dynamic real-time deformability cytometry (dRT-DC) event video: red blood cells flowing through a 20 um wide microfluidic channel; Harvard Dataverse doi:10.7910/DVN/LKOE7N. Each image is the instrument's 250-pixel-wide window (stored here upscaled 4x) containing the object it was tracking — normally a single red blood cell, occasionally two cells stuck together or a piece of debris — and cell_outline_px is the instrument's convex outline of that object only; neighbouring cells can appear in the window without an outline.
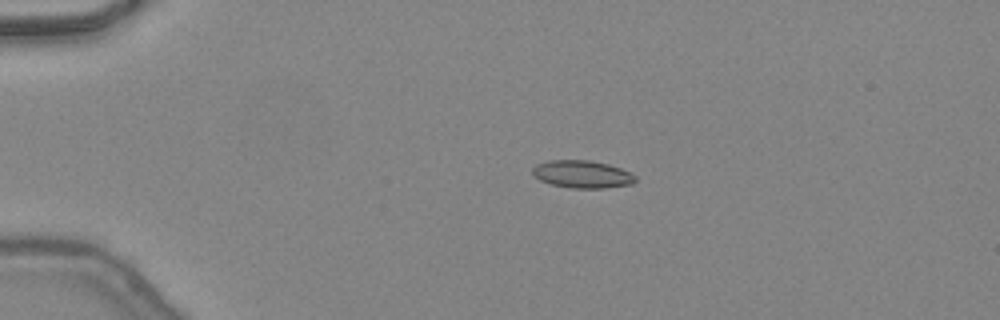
{"species": "common noctule bat (a hibernating species)", "species_latin": "Nyctalus noctula", "temperature_condition": "warm", "stored_images_in_passage": 20, "camera_frame_rate_fps": 3000, "um_per_image_px": 0.085, "animal": {"sex": "female", "body_mass_g": 24.6, "forearm_length_mm": 56.2}, "frame": {"image": 1, "passage_image": 11, "time_ms": 3.333, "image_size_px": [1000, 320], "cell_outline_px": [[636, 180], [632, 184], [604, 188], [572, 188], [552, 184], [540, 180], [532, 172], [532, 168], [536, 164], [548, 160], [588, 160], [608, 164], [620, 168], [636, 176]], "centroid_in_image_um": [49.48, 14.8], "position_along_channel_um": 35.5, "area_um2": 16.42}}
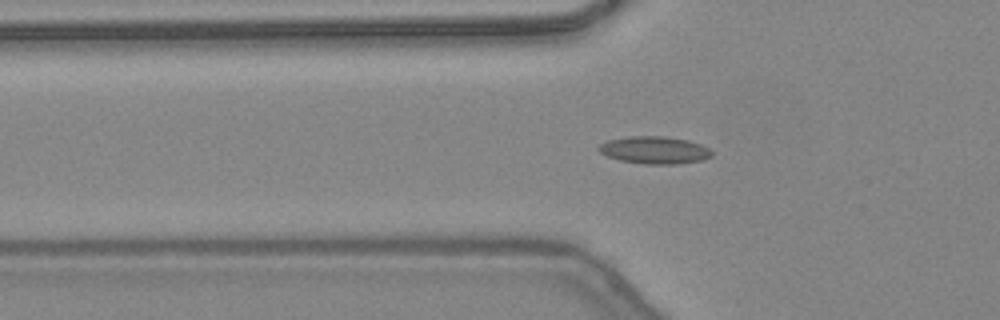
{"frame": {"image": 2, "passage_image": 17, "time_ms": 5.333, "image_size_px": [1000, 320], "cell_outline_px": [[712, 156], [700, 160], [676, 164], [644, 164], [620, 160], [608, 156], [600, 152], [596, 148], [600, 144], [608, 140], [628, 136], [664, 136], [688, 140], [700, 144], [708, 148], [712, 152]], "centroid_in_image_um": [55.61, 12.75], "position_along_channel_um": 70.2, "area_um2": 17.98}}